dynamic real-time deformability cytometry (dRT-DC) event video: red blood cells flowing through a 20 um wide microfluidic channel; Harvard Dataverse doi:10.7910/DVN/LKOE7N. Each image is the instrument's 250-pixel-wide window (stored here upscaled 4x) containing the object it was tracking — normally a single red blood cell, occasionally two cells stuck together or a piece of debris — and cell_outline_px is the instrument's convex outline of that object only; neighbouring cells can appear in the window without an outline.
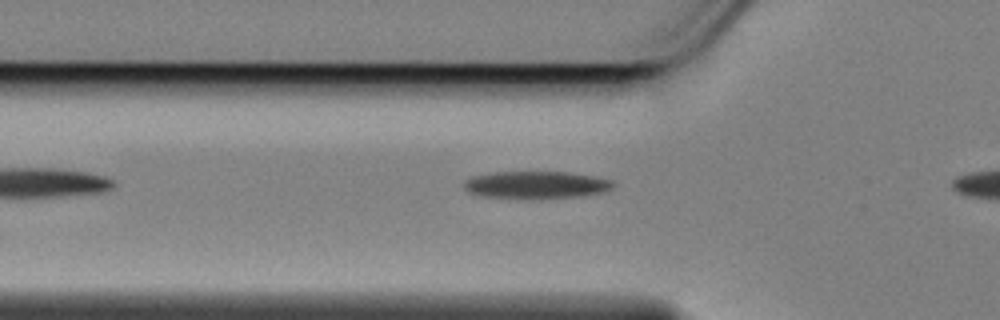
{"species": "Egyptian fruit bat (a non-hibernating species)", "species_latin": "Rousettus aegyptiacus", "temperature_condition": "cold", "stored_images_in_passage": 28, "camera_frame_rate_fps": 3000, "um_per_image_px": 0.085, "animal": {"sex": "female"}, "frame": {"image": 1, "passage_image": 3, "time_ms": 0.667, "image_size_px": [1000, 320], "cell_outline_px": [[616, 184], [612, 188], [604, 192], [580, 196], [528, 200], [480, 196], [468, 192], [464, 188], [464, 180], [472, 176], [496, 172], [568, 172], [592, 176], [612, 180]], "centroid_in_image_um": [45.55, 15.74], "position_along_channel_um": 80.3, "area_um2": 24.28}}
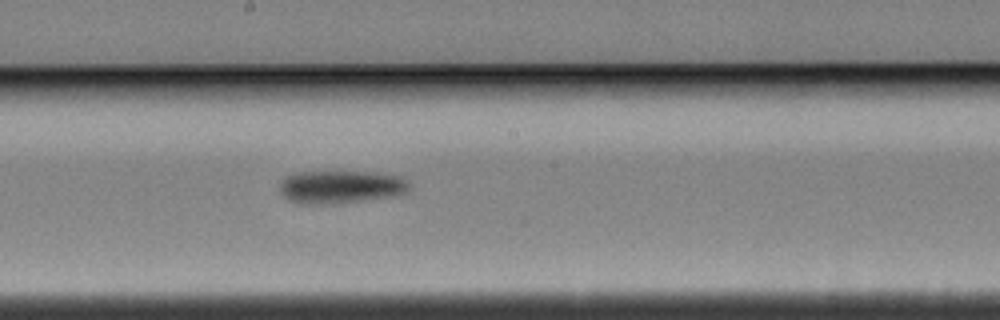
{"frame": {"image": 2, "passage_image": 15, "time_ms": 4.667, "image_size_px": [1000, 320], "cell_outline_px": [[408, 188], [404, 192], [388, 196], [360, 200], [324, 204], [300, 204], [288, 200], [280, 192], [280, 180], [284, 176], [296, 172], [376, 172], [400, 176], [408, 180]], "centroid_in_image_um": [28.87, 15.87], "position_along_channel_um": 219.3, "area_um2": 24.62}}
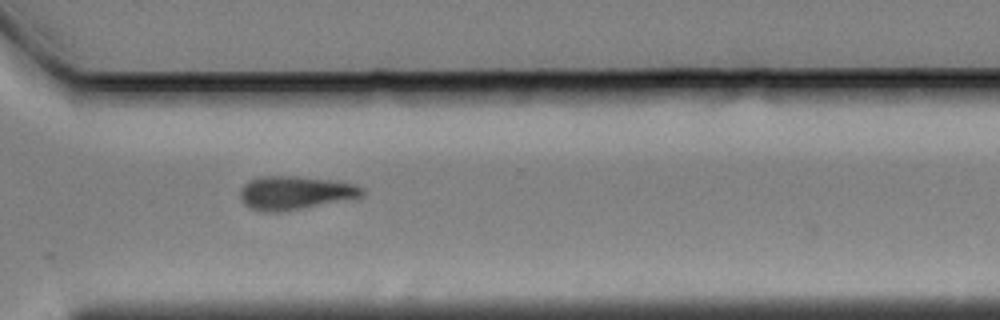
{"frame": {"image": 3, "passage_image": 26, "time_ms": 8.333, "image_size_px": [1000, 320], "cell_outline_px": [[364, 196], [280, 212], [264, 212], [252, 208], [244, 204], [240, 196], [240, 192], [244, 184], [248, 180], [264, 176], [296, 176], [336, 180], [356, 184], [364, 188]], "centroid_in_image_um": [25.1, 16.37], "position_along_channel_um": 345.5, "area_um2": 23.76}, "authors_computed_cell_mechanics": {"area_um2": 24.1893, "velocity_mm_per_s": 3.4549, "shape_relaxation_time_tau1_ms": 3.2658, "shape_relaxation_time_tau2_ms": null, "deformation_change_tau1": 0.1317, "deformation_change_tau2": null}}